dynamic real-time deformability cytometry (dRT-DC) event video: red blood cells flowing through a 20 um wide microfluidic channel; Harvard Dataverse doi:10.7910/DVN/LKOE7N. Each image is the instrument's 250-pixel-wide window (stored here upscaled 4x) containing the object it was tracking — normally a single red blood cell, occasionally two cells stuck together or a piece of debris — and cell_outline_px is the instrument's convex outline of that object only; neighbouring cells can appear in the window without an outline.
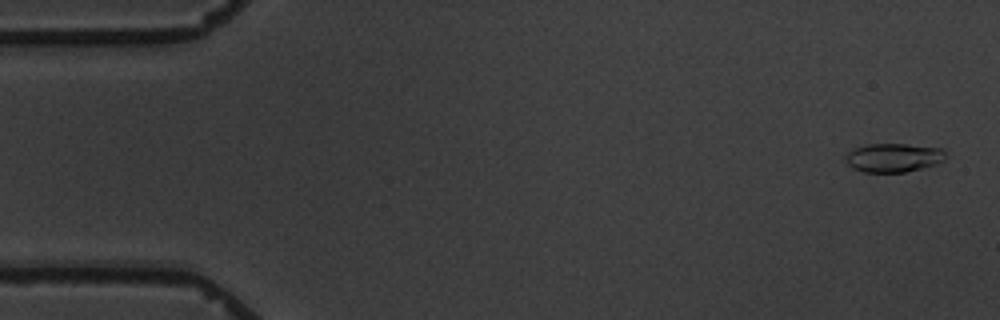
{"species": "common noctule bat (a hibernating species)", "species_latin": "Nyctalus noctula", "temperature_condition": "warm", "stored_images_in_passage": 4, "camera_frame_rate_fps": 3000, "um_per_image_px": 0.085, "animal": {"sex": "male", "body_mass_g": 19.5, "forearm_length_mm": 54.6}, "frame": {"image": 1, "passage_image": 1, "time_ms": 0.0, "image_size_px": [1000, 320], "cell_outline_px": [[944, 160], [936, 164], [904, 172], [864, 172], [852, 168], [844, 160], [844, 156], [852, 148], [868, 144], [904, 144], [944, 148]], "centroid_in_image_um": [75.9, 13.39], "position_along_channel_um": 9.1, "area_um2": 16.82}}